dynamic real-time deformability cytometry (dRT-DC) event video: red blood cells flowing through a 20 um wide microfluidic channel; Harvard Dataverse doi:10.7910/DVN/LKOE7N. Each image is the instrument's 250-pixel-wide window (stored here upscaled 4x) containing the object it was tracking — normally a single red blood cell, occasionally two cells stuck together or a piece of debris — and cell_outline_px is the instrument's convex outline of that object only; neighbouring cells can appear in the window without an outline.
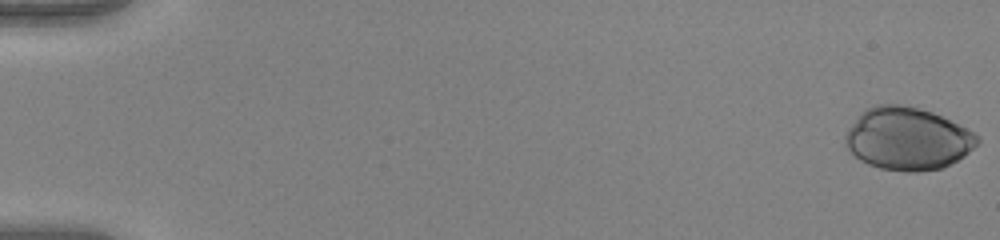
{"species": "human", "species_latin": "Homo sapiens", "temperature_condition": "warm", "stored_images_in_passage": 52, "camera_frame_rate_fps": 3000, "um_per_image_px": 0.085, "donor": {"sex": "female"}, "frame": {"image": 1, "passage_image": 1, "time_ms": 0.0, "image_size_px": [1000, 240], "cell_outline_px": [[980, 144], [964, 156], [944, 168], [920, 172], [904, 172], [880, 168], [868, 164], [860, 160], [844, 144], [844, 136], [848, 128], [864, 108], [876, 104], [900, 104], [932, 112], [980, 136]], "centroid_in_image_um": [77.13, 11.8], "position_along_channel_um": 7.9, "area_um2": 48.26}}
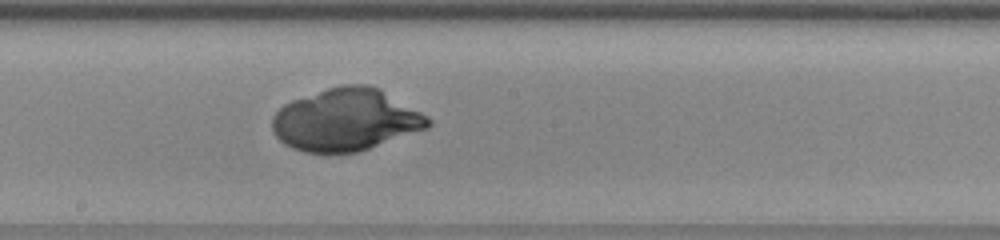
{"frame": {"image": 2, "passage_image": 30, "time_ms": 9.667, "image_size_px": [1000, 240], "cell_outline_px": [[432, 124], [428, 128], [360, 152], [304, 152], [292, 148], [284, 144], [272, 132], [272, 116], [284, 104], [292, 100], [340, 84], [368, 84], [380, 88], [428, 116], [432, 120]], "centroid_in_image_um": [29.41, 10.18], "position_along_channel_um": 218.8, "area_um2": 56.76}}
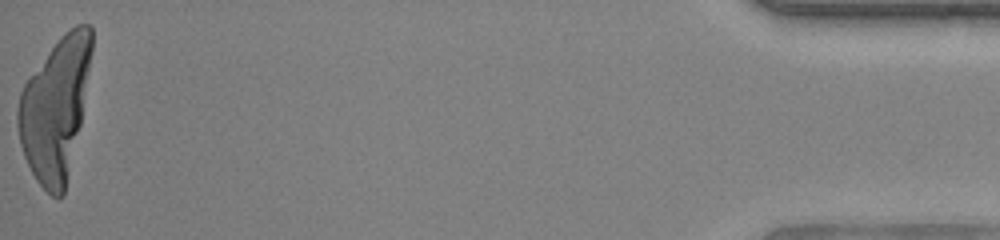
{"frame": {"image": 3, "passage_image": 52, "time_ms": 17.0, "image_size_px": [1000, 240], "cell_outline_px": [[92, 52], [80, 124], [64, 196], [60, 200], [52, 196], [36, 180], [24, 156], [20, 144], [16, 124], [16, 108], [20, 92], [24, 84], [60, 36], [64, 32], [76, 24], [88, 24], [92, 28]], "centroid_in_image_um": [4.68, 9.24], "position_along_channel_um": 430.5, "area_um2": 60.52}}